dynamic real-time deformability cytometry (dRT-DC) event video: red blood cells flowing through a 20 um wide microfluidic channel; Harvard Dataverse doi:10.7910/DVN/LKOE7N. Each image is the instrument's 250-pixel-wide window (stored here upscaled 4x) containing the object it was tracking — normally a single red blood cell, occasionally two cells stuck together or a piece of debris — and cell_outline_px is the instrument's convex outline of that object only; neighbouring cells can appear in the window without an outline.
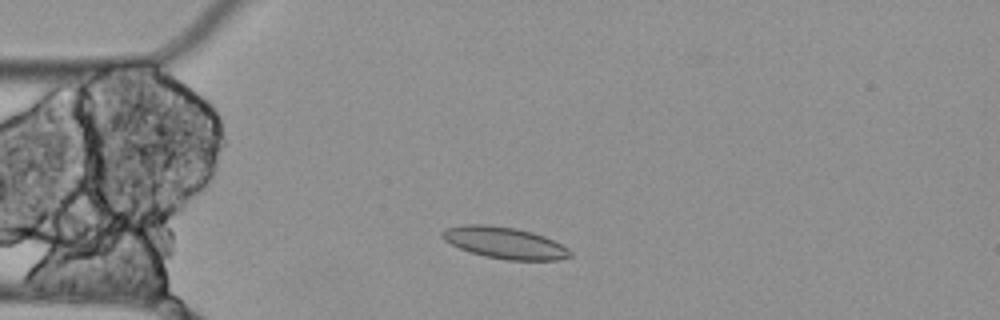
{"species": "Egyptian fruit bat (a non-hibernating species)", "species_latin": "Rousettus aegyptiacus", "temperature_condition": "cold", "stored_images_in_passage": 8, "camera_frame_rate_fps": 3000, "um_per_image_px": 0.085, "animal": {"sex": "female"}, "frame": {"image": 1, "passage_image": 3, "time_ms": 0.667, "image_size_px": [1000, 320], "cell_outline_px": [[572, 256], [556, 260], [508, 260], [484, 256], [468, 252], [444, 240], [440, 236], [440, 232], [444, 228], [464, 224], [488, 224], [516, 228], [532, 232], [544, 236], [568, 248], [572, 252]], "centroid_in_image_um": [42.85, 20.63], "position_along_channel_um": 42.1, "area_um2": 23.7}}
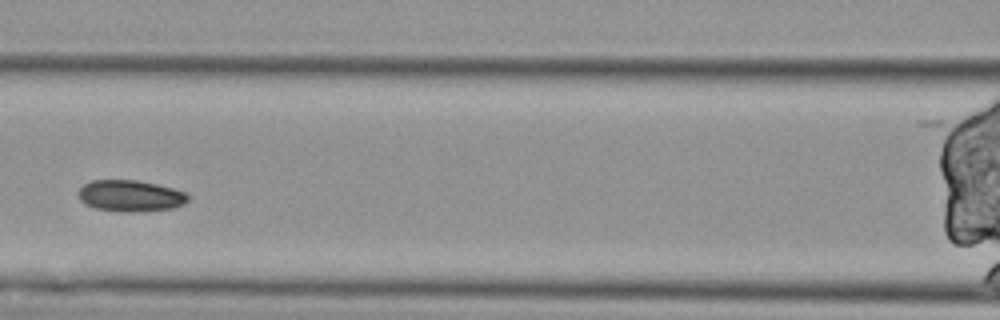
{"frame": {"image": 2, "passage_image": 6, "time_ms": 1.667, "image_size_px": [1000, 320], "cell_outline_px": [[188, 200], [184, 204], [172, 208], [132, 212], [116, 212], [96, 208], [84, 204], [80, 200], [76, 192], [84, 184], [92, 180], [136, 180], [156, 184], [172, 188], [184, 192], [188, 196]], "centroid_in_image_um": [11.03, 16.65], "position_along_channel_um": 155.6, "area_um2": 20.11}}
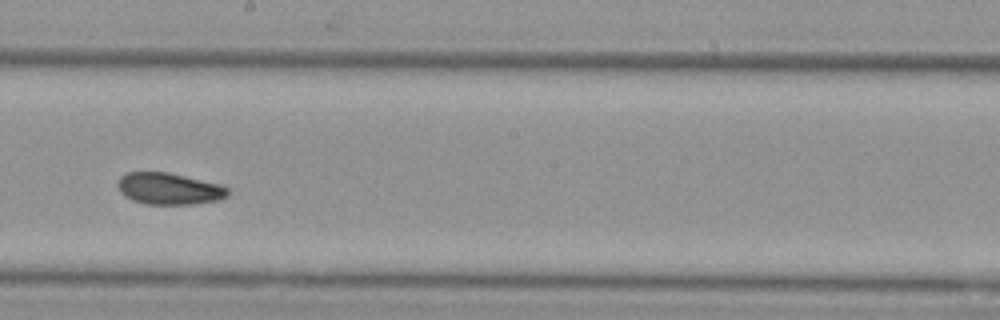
{"frame": {"image": 3, "passage_image": 8, "time_ms": 2.333, "image_size_px": [1000, 320], "cell_outline_px": [[232, 192], [228, 196], [220, 200], [192, 204], [144, 204], [132, 200], [124, 196], [120, 192], [116, 184], [120, 176], [128, 172], [168, 172], [220, 184], [228, 188]], "centroid_in_image_um": [14.38, 16.04], "position_along_channel_um": 233.8, "area_um2": 20.58}}